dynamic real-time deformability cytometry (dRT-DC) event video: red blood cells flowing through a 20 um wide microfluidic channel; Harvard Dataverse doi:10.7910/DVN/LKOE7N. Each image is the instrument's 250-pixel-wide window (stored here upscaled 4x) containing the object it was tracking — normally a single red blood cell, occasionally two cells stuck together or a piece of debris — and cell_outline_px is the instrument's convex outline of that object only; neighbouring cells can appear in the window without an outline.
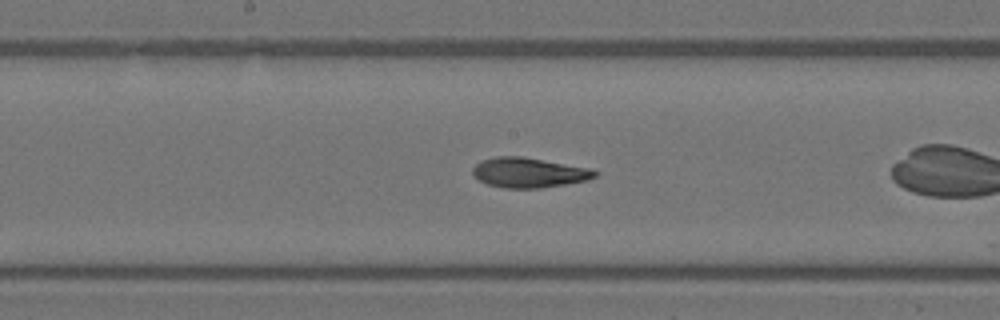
{"species": "Egyptian fruit bat (a non-hibernating species)", "species_latin": "Rousettus aegyptiacus", "temperature_condition": "warm", "stored_images_in_passage": 35, "camera_frame_rate_fps": 3000, "um_per_image_px": 0.085, "animal": {"sex": "female"}, "frame": {"image": 1, "passage_image": 11, "time_ms": 3.333, "image_size_px": [1000, 320], "cell_outline_px": [[600, 172], [596, 176], [588, 180], [540, 188], [504, 188], [488, 184], [472, 176], [472, 168], [480, 160], [496, 156], [524, 156], [592, 168]], "centroid_in_image_um": [44.96, 14.65], "position_along_channel_um": 203.2, "area_um2": 21.62}}